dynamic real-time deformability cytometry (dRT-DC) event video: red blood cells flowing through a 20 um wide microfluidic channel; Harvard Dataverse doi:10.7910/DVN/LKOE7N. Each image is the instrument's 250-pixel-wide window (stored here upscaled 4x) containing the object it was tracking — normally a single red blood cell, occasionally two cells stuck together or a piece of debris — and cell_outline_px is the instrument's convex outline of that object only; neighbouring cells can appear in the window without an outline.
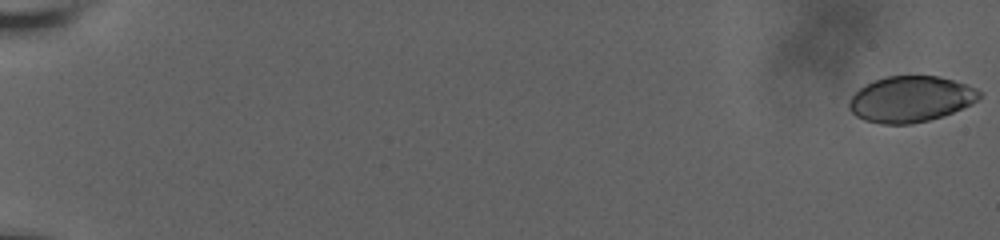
{"species": "human", "species_latin": "Homo sapiens", "temperature_condition": "room temperature", "stored_images_in_passage": 11, "camera_frame_rate_fps": 3000, "um_per_image_px": 0.085, "donor": {"sex": "male"}, "frame": {"image": 1, "passage_image": 1, "time_ms": 0.0, "image_size_px": [1000, 240], "cell_outline_px": [[980, 96], [972, 104], [952, 112], [928, 120], [912, 124], [880, 124], [864, 120], [856, 116], [848, 108], [848, 104], [852, 96], [860, 88], [876, 80], [888, 76], [940, 76], [976, 88], [980, 92]], "centroid_in_image_um": [77.39, 8.43], "position_along_channel_um": 7.6, "area_um2": 34.51}}
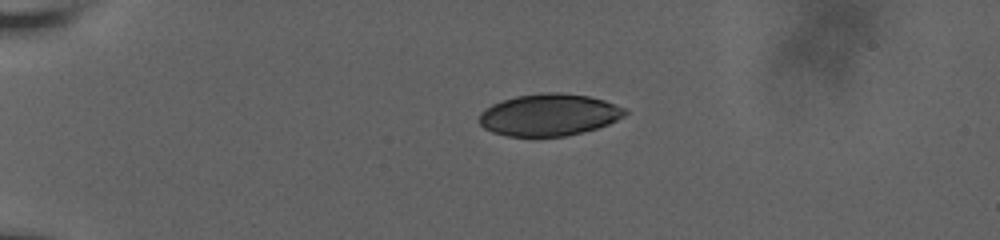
{"frame": {"image": 2, "passage_image": 7, "time_ms": 5.333, "image_size_px": [1000, 240], "cell_outline_px": [[628, 112], [624, 116], [608, 124], [596, 128], [564, 136], [508, 136], [492, 132], [484, 128], [476, 120], [480, 112], [492, 104], [516, 96], [544, 92], [560, 92], [588, 96], [604, 100], [628, 108]], "centroid_in_image_um": [46.66, 9.75], "position_along_channel_um": 38.3, "area_um2": 35.72}}
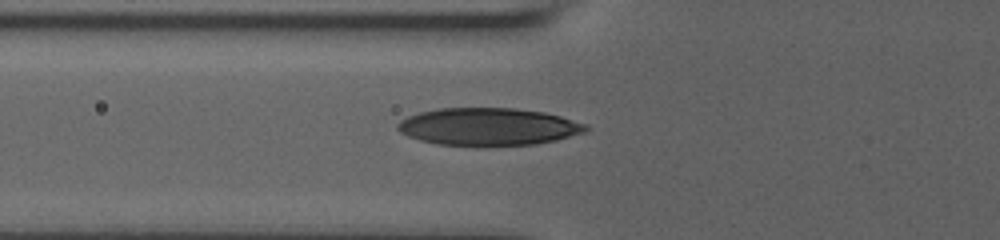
{"frame": {"image": 3, "passage_image": 11, "time_ms": 8.333, "image_size_px": [1000, 240], "cell_outline_px": [[588, 128], [584, 132], [556, 140], [536, 144], [436, 144], [420, 140], [408, 136], [400, 132], [396, 128], [396, 124], [400, 120], [408, 116], [420, 112], [440, 108], [516, 108], [544, 112], [560, 116], [588, 124]], "centroid_in_image_um": [41.5, 10.74], "position_along_channel_um": 84.3, "area_um2": 40.58}}